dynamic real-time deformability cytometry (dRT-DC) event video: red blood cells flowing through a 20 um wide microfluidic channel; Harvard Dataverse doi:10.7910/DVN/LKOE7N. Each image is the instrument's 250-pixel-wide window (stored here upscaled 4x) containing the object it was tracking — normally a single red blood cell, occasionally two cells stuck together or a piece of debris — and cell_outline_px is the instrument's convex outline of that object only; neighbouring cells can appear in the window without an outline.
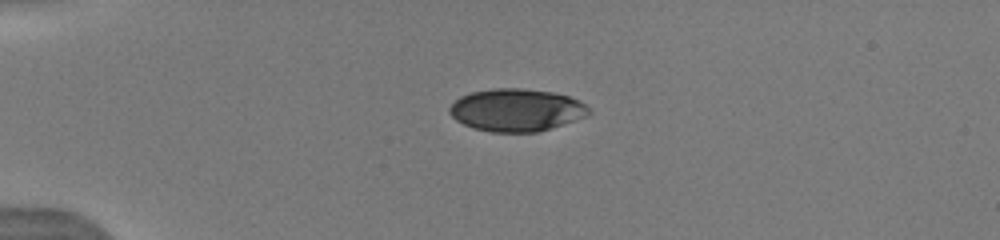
{"species": "human", "species_latin": "Homo sapiens", "temperature_condition": "warm", "stored_images_in_passage": 26, "camera_frame_rate_fps": 3000, "um_per_image_px": 0.085, "donor": {"sex": "male"}, "frame": {"image": 1, "passage_image": 1, "time_ms": 0.0, "image_size_px": [1000, 240], "cell_outline_px": [[592, 112], [584, 116], [536, 132], [492, 132], [472, 128], [456, 120], [448, 112], [448, 108], [460, 96], [472, 92], [492, 88], [520, 88], [552, 92], [568, 96], [580, 100]], "centroid_in_image_um": [43.84, 9.34], "position_along_channel_um": 41.2, "area_um2": 34.22}}
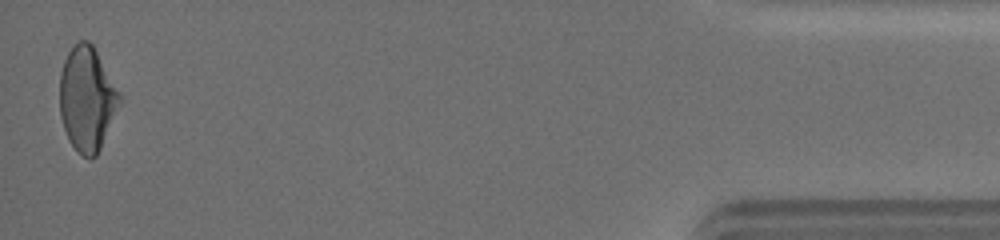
{"frame": {"image": 2, "passage_image": 26, "time_ms": 12.333, "image_size_px": [1000, 240], "cell_outline_px": [[120, 104], [100, 148], [96, 156], [84, 156], [68, 140], [60, 116], [60, 72], [64, 60], [68, 52], [80, 40], [88, 40], [92, 44], [120, 92]], "centroid_in_image_um": [7.39, 8.37], "position_along_channel_um": 427.8, "area_um2": 35.84}, "authors_computed_cell_mechanics": {"area_um2": 35.8649, "velocity_mm_per_s": 4.0916, "shape_relaxation_time_tau1_ms": 5.1317, "shape_relaxation_time_tau2_ms": 1.1469, "deformation_change_tau1": 0.1401, "deformation_change_tau2": 0.0547}}